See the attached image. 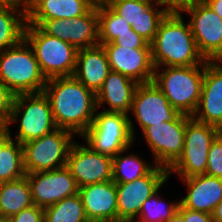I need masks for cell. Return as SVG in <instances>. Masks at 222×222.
Here are the masks:
<instances>
[{
	"label": "cell",
	"mask_w": 222,
	"mask_h": 222,
	"mask_svg": "<svg viewBox=\"0 0 222 222\" xmlns=\"http://www.w3.org/2000/svg\"><path fill=\"white\" fill-rule=\"evenodd\" d=\"M43 92L56 127L82 136L98 111L96 94L73 76L48 79Z\"/></svg>",
	"instance_id": "obj_1"
},
{
	"label": "cell",
	"mask_w": 222,
	"mask_h": 222,
	"mask_svg": "<svg viewBox=\"0 0 222 222\" xmlns=\"http://www.w3.org/2000/svg\"><path fill=\"white\" fill-rule=\"evenodd\" d=\"M181 12L169 11L159 24L151 43L154 68L201 65L206 60L199 53L191 28Z\"/></svg>",
	"instance_id": "obj_2"
},
{
	"label": "cell",
	"mask_w": 222,
	"mask_h": 222,
	"mask_svg": "<svg viewBox=\"0 0 222 222\" xmlns=\"http://www.w3.org/2000/svg\"><path fill=\"white\" fill-rule=\"evenodd\" d=\"M0 80L14 95L43 92L47 79L25 39L0 53Z\"/></svg>",
	"instance_id": "obj_3"
},
{
	"label": "cell",
	"mask_w": 222,
	"mask_h": 222,
	"mask_svg": "<svg viewBox=\"0 0 222 222\" xmlns=\"http://www.w3.org/2000/svg\"><path fill=\"white\" fill-rule=\"evenodd\" d=\"M163 69L155 68L153 83L175 109L181 114L192 116L200 101L205 62L201 65Z\"/></svg>",
	"instance_id": "obj_4"
},
{
	"label": "cell",
	"mask_w": 222,
	"mask_h": 222,
	"mask_svg": "<svg viewBox=\"0 0 222 222\" xmlns=\"http://www.w3.org/2000/svg\"><path fill=\"white\" fill-rule=\"evenodd\" d=\"M24 39L32 47L46 79L70 77L75 70L78 49L44 33L37 25L26 24Z\"/></svg>",
	"instance_id": "obj_5"
},
{
	"label": "cell",
	"mask_w": 222,
	"mask_h": 222,
	"mask_svg": "<svg viewBox=\"0 0 222 222\" xmlns=\"http://www.w3.org/2000/svg\"><path fill=\"white\" fill-rule=\"evenodd\" d=\"M134 127L129 115L102 110L95 113L92 124L81 137L94 151L113 158L133 145Z\"/></svg>",
	"instance_id": "obj_6"
},
{
	"label": "cell",
	"mask_w": 222,
	"mask_h": 222,
	"mask_svg": "<svg viewBox=\"0 0 222 222\" xmlns=\"http://www.w3.org/2000/svg\"><path fill=\"white\" fill-rule=\"evenodd\" d=\"M19 121L16 137L13 139L24 144L41 138L57 129L48 97L44 92L19 94L14 96L9 128Z\"/></svg>",
	"instance_id": "obj_7"
},
{
	"label": "cell",
	"mask_w": 222,
	"mask_h": 222,
	"mask_svg": "<svg viewBox=\"0 0 222 222\" xmlns=\"http://www.w3.org/2000/svg\"><path fill=\"white\" fill-rule=\"evenodd\" d=\"M74 134L57 128L22 144L26 173L50 171L66 166L69 150L74 143Z\"/></svg>",
	"instance_id": "obj_8"
},
{
	"label": "cell",
	"mask_w": 222,
	"mask_h": 222,
	"mask_svg": "<svg viewBox=\"0 0 222 222\" xmlns=\"http://www.w3.org/2000/svg\"><path fill=\"white\" fill-rule=\"evenodd\" d=\"M219 133L218 128L191 117L186 122L183 153L168 170L169 176L176 173L180 178H187L205 174L210 145Z\"/></svg>",
	"instance_id": "obj_9"
},
{
	"label": "cell",
	"mask_w": 222,
	"mask_h": 222,
	"mask_svg": "<svg viewBox=\"0 0 222 222\" xmlns=\"http://www.w3.org/2000/svg\"><path fill=\"white\" fill-rule=\"evenodd\" d=\"M27 24L37 25L44 33L72 44L77 49L99 45L97 5L84 15L70 19H27Z\"/></svg>",
	"instance_id": "obj_10"
},
{
	"label": "cell",
	"mask_w": 222,
	"mask_h": 222,
	"mask_svg": "<svg viewBox=\"0 0 222 222\" xmlns=\"http://www.w3.org/2000/svg\"><path fill=\"white\" fill-rule=\"evenodd\" d=\"M191 117L181 114L175 121L154 124L142 131L156 165L169 170L181 157L184 150L186 122Z\"/></svg>",
	"instance_id": "obj_11"
},
{
	"label": "cell",
	"mask_w": 222,
	"mask_h": 222,
	"mask_svg": "<svg viewBox=\"0 0 222 222\" xmlns=\"http://www.w3.org/2000/svg\"><path fill=\"white\" fill-rule=\"evenodd\" d=\"M189 14V25L199 53L208 61L222 57V18L203 0L183 8Z\"/></svg>",
	"instance_id": "obj_12"
},
{
	"label": "cell",
	"mask_w": 222,
	"mask_h": 222,
	"mask_svg": "<svg viewBox=\"0 0 222 222\" xmlns=\"http://www.w3.org/2000/svg\"><path fill=\"white\" fill-rule=\"evenodd\" d=\"M168 178V169L156 165L141 178L116 183L118 218H136L143 202L163 187Z\"/></svg>",
	"instance_id": "obj_13"
},
{
	"label": "cell",
	"mask_w": 222,
	"mask_h": 222,
	"mask_svg": "<svg viewBox=\"0 0 222 222\" xmlns=\"http://www.w3.org/2000/svg\"><path fill=\"white\" fill-rule=\"evenodd\" d=\"M66 167L75 178L78 187L112 181V157L94 151L90 146L74 141Z\"/></svg>",
	"instance_id": "obj_14"
},
{
	"label": "cell",
	"mask_w": 222,
	"mask_h": 222,
	"mask_svg": "<svg viewBox=\"0 0 222 222\" xmlns=\"http://www.w3.org/2000/svg\"><path fill=\"white\" fill-rule=\"evenodd\" d=\"M30 183L32 201L41 208L53 205L79 192V187L69 169L62 168L26 173Z\"/></svg>",
	"instance_id": "obj_15"
},
{
	"label": "cell",
	"mask_w": 222,
	"mask_h": 222,
	"mask_svg": "<svg viewBox=\"0 0 222 222\" xmlns=\"http://www.w3.org/2000/svg\"><path fill=\"white\" fill-rule=\"evenodd\" d=\"M130 112L142 131L154 124L175 121L181 115L153 82L138 85Z\"/></svg>",
	"instance_id": "obj_16"
},
{
	"label": "cell",
	"mask_w": 222,
	"mask_h": 222,
	"mask_svg": "<svg viewBox=\"0 0 222 222\" xmlns=\"http://www.w3.org/2000/svg\"><path fill=\"white\" fill-rule=\"evenodd\" d=\"M102 46L111 71L121 73L138 84L153 82L155 68L151 49H132L114 45L112 42Z\"/></svg>",
	"instance_id": "obj_17"
},
{
	"label": "cell",
	"mask_w": 222,
	"mask_h": 222,
	"mask_svg": "<svg viewBox=\"0 0 222 222\" xmlns=\"http://www.w3.org/2000/svg\"><path fill=\"white\" fill-rule=\"evenodd\" d=\"M192 117L222 129V63L205 61V72L198 107Z\"/></svg>",
	"instance_id": "obj_18"
},
{
	"label": "cell",
	"mask_w": 222,
	"mask_h": 222,
	"mask_svg": "<svg viewBox=\"0 0 222 222\" xmlns=\"http://www.w3.org/2000/svg\"><path fill=\"white\" fill-rule=\"evenodd\" d=\"M78 193L89 222H112L118 218L115 182L107 181L82 186Z\"/></svg>",
	"instance_id": "obj_19"
},
{
	"label": "cell",
	"mask_w": 222,
	"mask_h": 222,
	"mask_svg": "<svg viewBox=\"0 0 222 222\" xmlns=\"http://www.w3.org/2000/svg\"><path fill=\"white\" fill-rule=\"evenodd\" d=\"M181 179L186 184L188 193L179 200L180 205L193 211L212 214L222 200V178L200 174Z\"/></svg>",
	"instance_id": "obj_20"
},
{
	"label": "cell",
	"mask_w": 222,
	"mask_h": 222,
	"mask_svg": "<svg viewBox=\"0 0 222 222\" xmlns=\"http://www.w3.org/2000/svg\"><path fill=\"white\" fill-rule=\"evenodd\" d=\"M111 72L107 54L102 45L78 49L73 77L95 94Z\"/></svg>",
	"instance_id": "obj_21"
},
{
	"label": "cell",
	"mask_w": 222,
	"mask_h": 222,
	"mask_svg": "<svg viewBox=\"0 0 222 222\" xmlns=\"http://www.w3.org/2000/svg\"><path fill=\"white\" fill-rule=\"evenodd\" d=\"M138 85L123 74L111 71L96 94L97 109L108 104L109 108L107 107L104 111L128 115Z\"/></svg>",
	"instance_id": "obj_22"
},
{
	"label": "cell",
	"mask_w": 222,
	"mask_h": 222,
	"mask_svg": "<svg viewBox=\"0 0 222 222\" xmlns=\"http://www.w3.org/2000/svg\"><path fill=\"white\" fill-rule=\"evenodd\" d=\"M90 0H33L27 19H70L84 15L92 6Z\"/></svg>",
	"instance_id": "obj_23"
},
{
	"label": "cell",
	"mask_w": 222,
	"mask_h": 222,
	"mask_svg": "<svg viewBox=\"0 0 222 222\" xmlns=\"http://www.w3.org/2000/svg\"><path fill=\"white\" fill-rule=\"evenodd\" d=\"M24 176H26V171L22 144L13 140L9 128L0 129V183Z\"/></svg>",
	"instance_id": "obj_24"
},
{
	"label": "cell",
	"mask_w": 222,
	"mask_h": 222,
	"mask_svg": "<svg viewBox=\"0 0 222 222\" xmlns=\"http://www.w3.org/2000/svg\"><path fill=\"white\" fill-rule=\"evenodd\" d=\"M32 205L31 187L26 176L0 183V217L7 220Z\"/></svg>",
	"instance_id": "obj_25"
},
{
	"label": "cell",
	"mask_w": 222,
	"mask_h": 222,
	"mask_svg": "<svg viewBox=\"0 0 222 222\" xmlns=\"http://www.w3.org/2000/svg\"><path fill=\"white\" fill-rule=\"evenodd\" d=\"M106 4L130 25L139 19H163L169 12L156 0H107Z\"/></svg>",
	"instance_id": "obj_26"
},
{
	"label": "cell",
	"mask_w": 222,
	"mask_h": 222,
	"mask_svg": "<svg viewBox=\"0 0 222 222\" xmlns=\"http://www.w3.org/2000/svg\"><path fill=\"white\" fill-rule=\"evenodd\" d=\"M26 24L27 12L15 6L0 4V53L24 39Z\"/></svg>",
	"instance_id": "obj_27"
},
{
	"label": "cell",
	"mask_w": 222,
	"mask_h": 222,
	"mask_svg": "<svg viewBox=\"0 0 222 222\" xmlns=\"http://www.w3.org/2000/svg\"><path fill=\"white\" fill-rule=\"evenodd\" d=\"M131 147L117 153L112 158V181L115 183H127L148 174L156 164L144 161L138 155H122Z\"/></svg>",
	"instance_id": "obj_28"
},
{
	"label": "cell",
	"mask_w": 222,
	"mask_h": 222,
	"mask_svg": "<svg viewBox=\"0 0 222 222\" xmlns=\"http://www.w3.org/2000/svg\"><path fill=\"white\" fill-rule=\"evenodd\" d=\"M44 222H89L79 193L44 208Z\"/></svg>",
	"instance_id": "obj_29"
},
{
	"label": "cell",
	"mask_w": 222,
	"mask_h": 222,
	"mask_svg": "<svg viewBox=\"0 0 222 222\" xmlns=\"http://www.w3.org/2000/svg\"><path fill=\"white\" fill-rule=\"evenodd\" d=\"M99 45L113 42L120 34L130 32L132 26L106 3L97 4Z\"/></svg>",
	"instance_id": "obj_30"
},
{
	"label": "cell",
	"mask_w": 222,
	"mask_h": 222,
	"mask_svg": "<svg viewBox=\"0 0 222 222\" xmlns=\"http://www.w3.org/2000/svg\"><path fill=\"white\" fill-rule=\"evenodd\" d=\"M158 192L160 193V189L143 202L138 215L141 222H166L178 211L180 201H173L166 205Z\"/></svg>",
	"instance_id": "obj_31"
},
{
	"label": "cell",
	"mask_w": 222,
	"mask_h": 222,
	"mask_svg": "<svg viewBox=\"0 0 222 222\" xmlns=\"http://www.w3.org/2000/svg\"><path fill=\"white\" fill-rule=\"evenodd\" d=\"M206 175L222 178V134L212 141L207 159Z\"/></svg>",
	"instance_id": "obj_32"
},
{
	"label": "cell",
	"mask_w": 222,
	"mask_h": 222,
	"mask_svg": "<svg viewBox=\"0 0 222 222\" xmlns=\"http://www.w3.org/2000/svg\"><path fill=\"white\" fill-rule=\"evenodd\" d=\"M14 94L0 80V129L4 130L10 120Z\"/></svg>",
	"instance_id": "obj_33"
},
{
	"label": "cell",
	"mask_w": 222,
	"mask_h": 222,
	"mask_svg": "<svg viewBox=\"0 0 222 222\" xmlns=\"http://www.w3.org/2000/svg\"><path fill=\"white\" fill-rule=\"evenodd\" d=\"M162 19H139L132 24V29L151 44L155 38L158 27Z\"/></svg>",
	"instance_id": "obj_34"
},
{
	"label": "cell",
	"mask_w": 222,
	"mask_h": 222,
	"mask_svg": "<svg viewBox=\"0 0 222 222\" xmlns=\"http://www.w3.org/2000/svg\"><path fill=\"white\" fill-rule=\"evenodd\" d=\"M112 43L117 46L132 49H151V44H149L133 29H131L130 32L120 34V36L117 37Z\"/></svg>",
	"instance_id": "obj_35"
},
{
	"label": "cell",
	"mask_w": 222,
	"mask_h": 222,
	"mask_svg": "<svg viewBox=\"0 0 222 222\" xmlns=\"http://www.w3.org/2000/svg\"><path fill=\"white\" fill-rule=\"evenodd\" d=\"M8 222H44V208L35 204L7 219Z\"/></svg>",
	"instance_id": "obj_36"
},
{
	"label": "cell",
	"mask_w": 222,
	"mask_h": 222,
	"mask_svg": "<svg viewBox=\"0 0 222 222\" xmlns=\"http://www.w3.org/2000/svg\"><path fill=\"white\" fill-rule=\"evenodd\" d=\"M178 212L183 216L185 222H213L212 214L193 211L187 208H183L179 205Z\"/></svg>",
	"instance_id": "obj_37"
},
{
	"label": "cell",
	"mask_w": 222,
	"mask_h": 222,
	"mask_svg": "<svg viewBox=\"0 0 222 222\" xmlns=\"http://www.w3.org/2000/svg\"><path fill=\"white\" fill-rule=\"evenodd\" d=\"M168 11L180 12L186 6L192 5L199 0H156Z\"/></svg>",
	"instance_id": "obj_38"
},
{
	"label": "cell",
	"mask_w": 222,
	"mask_h": 222,
	"mask_svg": "<svg viewBox=\"0 0 222 222\" xmlns=\"http://www.w3.org/2000/svg\"><path fill=\"white\" fill-rule=\"evenodd\" d=\"M33 0H0L1 5H11L18 7L25 12H28L31 8Z\"/></svg>",
	"instance_id": "obj_39"
},
{
	"label": "cell",
	"mask_w": 222,
	"mask_h": 222,
	"mask_svg": "<svg viewBox=\"0 0 222 222\" xmlns=\"http://www.w3.org/2000/svg\"><path fill=\"white\" fill-rule=\"evenodd\" d=\"M222 18V0H203Z\"/></svg>",
	"instance_id": "obj_40"
},
{
	"label": "cell",
	"mask_w": 222,
	"mask_h": 222,
	"mask_svg": "<svg viewBox=\"0 0 222 222\" xmlns=\"http://www.w3.org/2000/svg\"><path fill=\"white\" fill-rule=\"evenodd\" d=\"M212 218L213 222H222V200L214 208Z\"/></svg>",
	"instance_id": "obj_41"
},
{
	"label": "cell",
	"mask_w": 222,
	"mask_h": 222,
	"mask_svg": "<svg viewBox=\"0 0 222 222\" xmlns=\"http://www.w3.org/2000/svg\"><path fill=\"white\" fill-rule=\"evenodd\" d=\"M166 222H185L183 216L177 211L168 221Z\"/></svg>",
	"instance_id": "obj_42"
},
{
	"label": "cell",
	"mask_w": 222,
	"mask_h": 222,
	"mask_svg": "<svg viewBox=\"0 0 222 222\" xmlns=\"http://www.w3.org/2000/svg\"><path fill=\"white\" fill-rule=\"evenodd\" d=\"M112 222H141V221L136 218H117L115 221Z\"/></svg>",
	"instance_id": "obj_43"
},
{
	"label": "cell",
	"mask_w": 222,
	"mask_h": 222,
	"mask_svg": "<svg viewBox=\"0 0 222 222\" xmlns=\"http://www.w3.org/2000/svg\"><path fill=\"white\" fill-rule=\"evenodd\" d=\"M92 3H94L95 5L97 4H101V3H106L107 0H90Z\"/></svg>",
	"instance_id": "obj_44"
},
{
	"label": "cell",
	"mask_w": 222,
	"mask_h": 222,
	"mask_svg": "<svg viewBox=\"0 0 222 222\" xmlns=\"http://www.w3.org/2000/svg\"><path fill=\"white\" fill-rule=\"evenodd\" d=\"M0 222H8L5 218L0 217Z\"/></svg>",
	"instance_id": "obj_45"
}]
</instances>
